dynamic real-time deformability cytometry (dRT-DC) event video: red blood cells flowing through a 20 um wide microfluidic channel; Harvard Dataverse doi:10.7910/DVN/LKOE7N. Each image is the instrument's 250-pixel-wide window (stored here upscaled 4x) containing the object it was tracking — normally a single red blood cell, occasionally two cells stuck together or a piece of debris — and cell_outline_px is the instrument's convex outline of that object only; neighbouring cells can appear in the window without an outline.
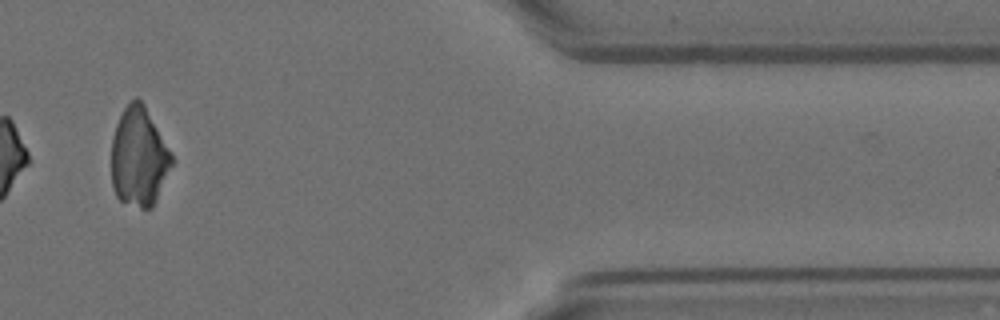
{"species": "Egyptian fruit bat (a non-hibernating species)", "species_latin": "Rousettus aegyptiacus", "temperature_condition": "room temperature", "stored_images_in_passage": 12, "camera_frame_rate_fps": 3000, "um_per_image_px": 0.085, "animal": {"sex": "female"}, "frame": {"image": 1, "passage_image": 10, "time_ms": 3.0, "image_size_px": [1000, 320], "cell_outline_px": [[172, 164], [156, 200], [152, 208], [140, 208], [120, 200], [116, 196], [112, 184], [112, 136], [116, 124], [124, 108], [136, 96], [144, 104], [172, 156]], "centroid_in_image_um": [11.78, 13.36], "position_along_channel_um": 399.6, "area_um2": 34.28}}